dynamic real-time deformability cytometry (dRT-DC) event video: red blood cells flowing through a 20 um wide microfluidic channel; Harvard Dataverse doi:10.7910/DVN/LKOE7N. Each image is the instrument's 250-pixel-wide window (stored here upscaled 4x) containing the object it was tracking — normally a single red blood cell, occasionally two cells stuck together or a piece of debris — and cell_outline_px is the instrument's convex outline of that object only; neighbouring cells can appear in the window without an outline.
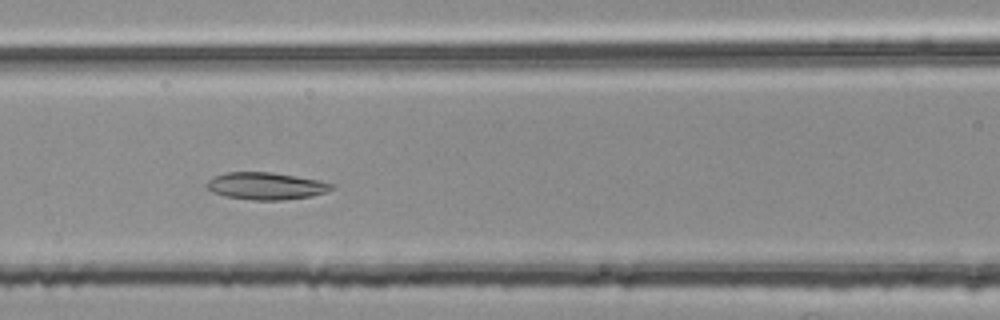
{"species": "common noctule bat (a hibernating species)", "species_latin": "Nyctalus noctula", "temperature_condition": "room temperature", "stored_images_in_passage": 43, "camera_frame_rate_fps": 3000, "um_per_image_px": 0.085, "animal": {"sex": "female", "body_mass_g": 25.1}, "frame": {"image": 1, "passage_image": 15, "time_ms": 4.667, "image_size_px": [1000, 320], "cell_outline_px": [[336, 184], [328, 192], [312, 196], [284, 200], [252, 200], [224, 196], [212, 192], [204, 184], [208, 180], [216, 176], [228, 172], [272, 172], [320, 180]], "centroid_in_image_um": [22.64, 15.81], "position_along_channel_um": 144.0, "area_um2": 19.94}}
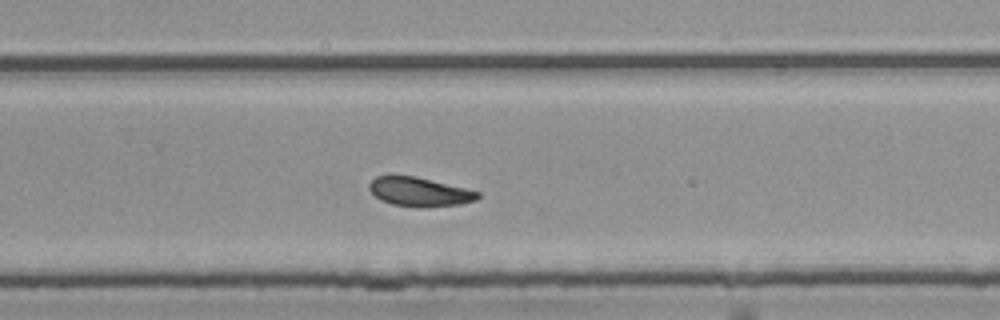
{"frame": {"image": 2, "passage_image": 27, "time_ms": 8.667, "image_size_px": [1000, 320], "cell_outline_px": [[480, 196], [476, 200], [460, 204], [424, 208], [420, 208], [392, 204], [380, 200], [368, 188], [368, 184], [376, 176], [416, 176], [480, 192]], "centroid_in_image_um": [35.65, 16.32], "position_along_channel_um": 294.2, "area_um2": 18.32}}
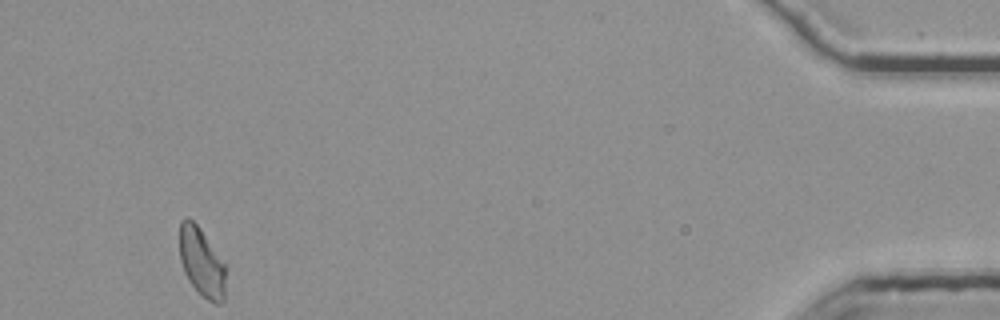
{"frame": {"image": 3, "passage_image": 43, "time_ms": 14.0, "image_size_px": [1000, 320], "cell_outline_px": [[224, 300], [220, 304], [216, 304], [208, 300], [188, 280], [184, 272], [180, 260], [180, 220], [184, 216], [188, 216], [200, 228], [224, 264]], "centroid_in_image_um": [17.1, 22.26], "position_along_channel_um": 418.1, "area_um2": 18.09}, "authors_computed_cell_mechanics": {"area_um2": 19.074, "velocity_mm_per_s": 3.7703, "shape_relaxation_time_tau1_ms": 4.4635, "shape_relaxation_time_tau2_ms": 2.5372, "deformation_change_tau1": 0.1095, "deformation_change_tau2": 0.0892}}